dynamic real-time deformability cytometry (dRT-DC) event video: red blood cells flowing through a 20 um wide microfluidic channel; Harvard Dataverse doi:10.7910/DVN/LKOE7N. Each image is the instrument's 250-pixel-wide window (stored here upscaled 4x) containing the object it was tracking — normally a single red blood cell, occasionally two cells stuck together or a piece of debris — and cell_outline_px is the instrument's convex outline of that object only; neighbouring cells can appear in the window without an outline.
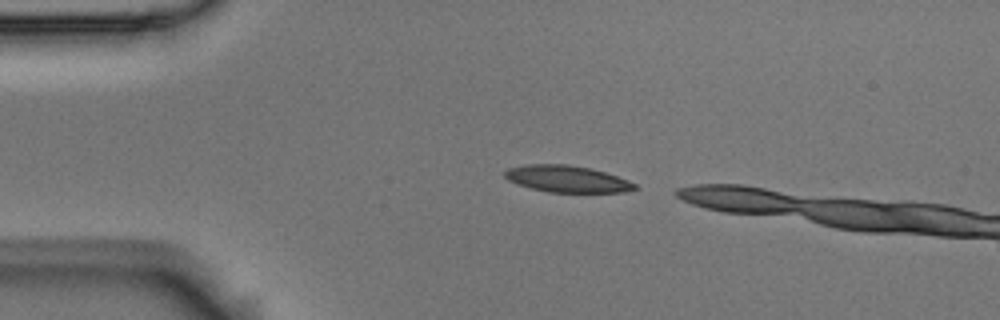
{"species": "Egyptian fruit bat (a non-hibernating species)", "species_latin": "Rousettus aegyptiacus", "temperature_condition": "room temperature", "stored_images_in_passage": 3, "camera_frame_rate_fps": 3000, "um_per_image_px": 0.085, "animal": {"sex": "male"}, "frame": {"image": 1, "passage_image": 1, "time_ms": 0.0, "image_size_px": [1000, 320], "cell_outline_px": [[640, 188], [624, 192], [548, 192], [532, 188], [508, 180], [504, 176], [504, 172], [508, 168], [524, 164], [568, 164], [588, 168], [604, 172], [628, 180], [636, 184]], "centroid_in_image_um": [48.2, 15.2], "position_along_channel_um": 36.8, "area_um2": 20.11}}